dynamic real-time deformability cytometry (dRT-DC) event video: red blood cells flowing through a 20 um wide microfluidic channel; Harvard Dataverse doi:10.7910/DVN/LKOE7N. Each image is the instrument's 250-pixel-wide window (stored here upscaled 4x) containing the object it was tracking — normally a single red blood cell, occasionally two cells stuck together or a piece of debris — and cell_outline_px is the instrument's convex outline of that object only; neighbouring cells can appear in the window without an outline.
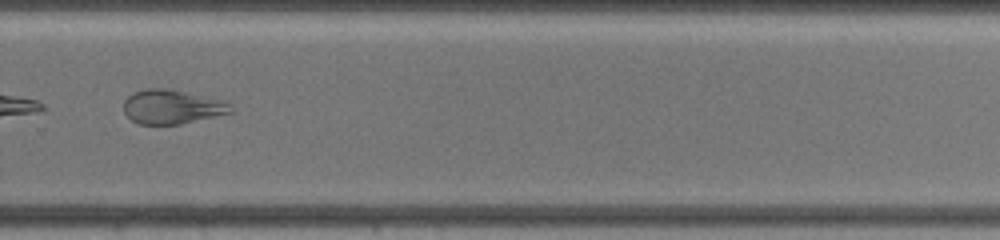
{"species": "common noctule bat (a hibernating species)", "species_latin": "Nyctalus noctula", "temperature_condition": "warm", "stored_images_in_passage": 19, "camera_frame_rate_fps": 3000, "um_per_image_px": 0.085, "animal": {"sex": "female", "body_mass_g": 19.5, "forearm_length_mm": 54.1}, "frame": {"image": 1, "passage_image": 11, "time_ms": 8.0, "image_size_px": [1000, 240], "cell_outline_px": [[236, 112], [180, 124], [136, 124], [124, 112], [124, 100], [132, 92], [148, 88], [164, 88], [184, 92], [232, 104]], "centroid_in_image_um": [14.6, 9.1], "position_along_channel_um": 315.2, "area_um2": 21.15}, "authors_computed_cell_mechanics": {"area_um2": 23.8714, "velocity_mm_per_s": 3.5488, "shape_relaxation_time_tau1_ms": null, "shape_relaxation_time_tau2_ms": 1.2721, "deformation_change_tau1": null, "deformation_change_tau2": 0.0648}}